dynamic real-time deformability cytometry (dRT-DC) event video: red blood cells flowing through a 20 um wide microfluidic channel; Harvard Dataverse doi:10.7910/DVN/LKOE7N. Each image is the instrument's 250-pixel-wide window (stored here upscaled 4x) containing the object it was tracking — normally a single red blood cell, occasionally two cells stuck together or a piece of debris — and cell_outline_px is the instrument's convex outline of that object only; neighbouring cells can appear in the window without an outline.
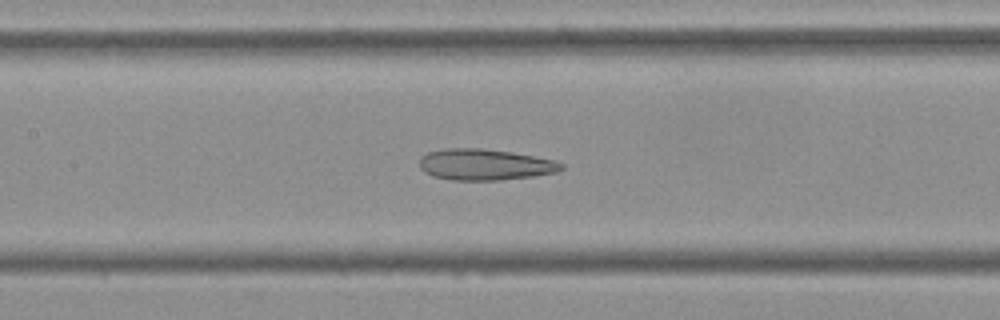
{"species": "Egyptian fruit bat (a non-hibernating species)", "species_latin": "Rousettus aegyptiacus", "temperature_condition": "cold", "stored_images_in_passage": 52, "camera_frame_rate_fps": 3000, "um_per_image_px": 0.085, "frame": {"image": 1, "passage_image": 23, "time_ms": 7.333, "image_size_px": [1000, 320], "cell_outline_px": [[564, 168], [556, 172], [532, 176], [500, 180], [452, 180], [432, 176], [424, 172], [420, 168], [420, 156], [428, 152], [444, 148], [480, 148], [512, 152], [556, 160], [564, 164]], "centroid_in_image_um": [41.2, 13.98], "position_along_channel_um": 166.2, "area_um2": 25.89}}
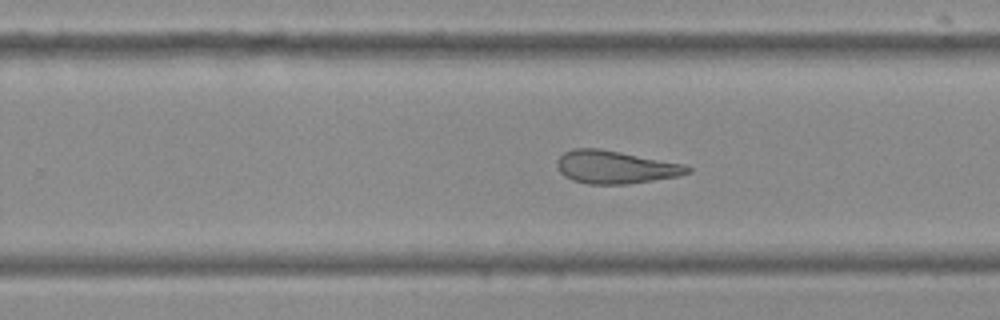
{"frame": {"image": 2, "passage_image": 32, "time_ms": 10.333, "image_size_px": [1000, 320], "cell_outline_px": [[692, 172], [680, 176], [628, 184], [588, 184], [572, 180], [564, 176], [560, 172], [556, 164], [556, 160], [564, 152], [572, 148], [600, 148], [684, 164], [692, 168]], "centroid_in_image_um": [52.3, 14.2], "position_along_channel_um": 277.5, "area_um2": 25.2}}
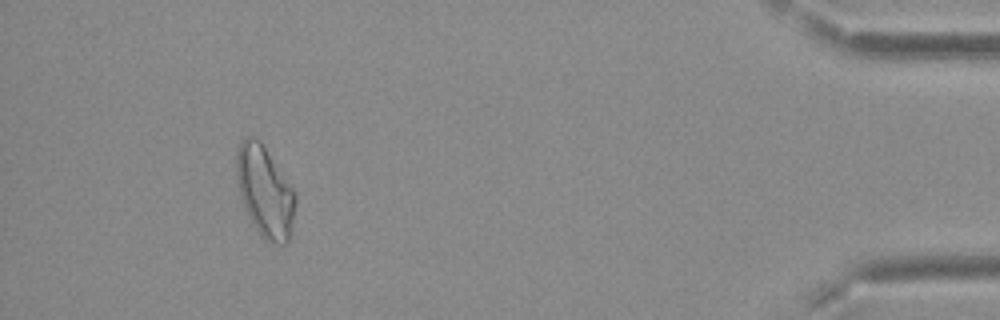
{"frame": {"image": 3, "passage_image": 48, "time_ms": 15.667, "image_size_px": [1000, 320], "cell_outline_px": [[296, 200], [292, 236], [284, 244], [276, 244], [264, 240], [260, 236], [252, 224], [240, 200], [236, 180], [236, 156], [240, 140], [244, 136], [256, 136], [260, 140], [296, 192]], "centroid_in_image_um": [22.51, 16.3], "position_along_channel_um": 412.7, "area_um2": 32.08}, "authors_computed_cell_mechanics": {"area_um2": 28.4087, "velocity_mm_per_s": 3.7202, "shape_relaxation_time_tau1_ms": null, "shape_relaxation_time_tau2_ms": 2.6881, "deformation_change_tau1": null, "deformation_change_tau2": 0.1286}}